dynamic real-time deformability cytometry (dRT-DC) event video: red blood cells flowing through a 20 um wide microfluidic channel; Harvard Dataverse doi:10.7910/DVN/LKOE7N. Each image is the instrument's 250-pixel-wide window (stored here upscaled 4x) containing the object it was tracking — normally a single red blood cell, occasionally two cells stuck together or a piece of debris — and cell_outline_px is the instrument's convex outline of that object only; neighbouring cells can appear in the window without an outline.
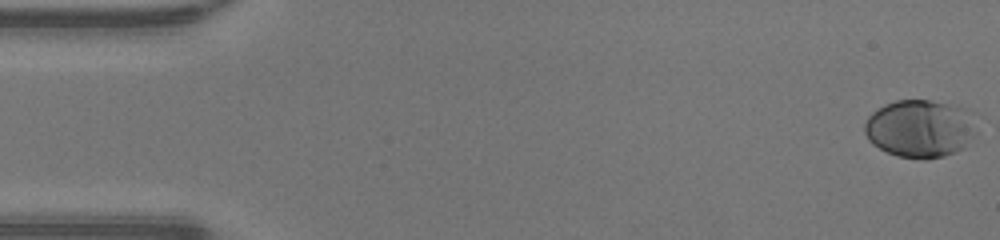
{"species": "human", "species_latin": "Homo sapiens", "temperature_condition": "warm", "stored_images_in_passage": 49, "camera_frame_rate_fps": 3000, "um_per_image_px": 0.085, "donor": {"sex": "male"}, "frame": {"image": 1, "passage_image": 1, "time_ms": 0.0, "image_size_px": [1000, 240], "cell_outline_px": [[976, 136], [964, 148], [956, 152], [944, 156], [896, 156], [872, 144], [868, 140], [864, 132], [864, 124], [868, 116], [872, 112], [884, 104], [896, 100], [932, 100], [968, 108], [972, 112]], "centroid_in_image_um": [78.22, 10.88], "position_along_channel_um": 6.8, "area_um2": 37.69}}
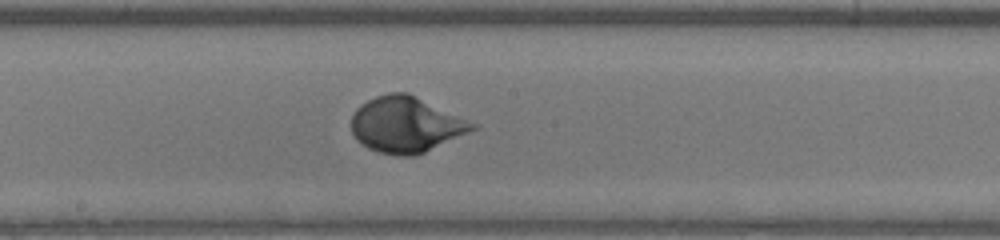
{"frame": {"image": 2, "passage_image": 26, "time_ms": 8.333, "image_size_px": [1000, 240], "cell_outline_px": [[480, 124], [476, 128], [416, 156], [396, 156], [380, 152], [368, 148], [356, 140], [352, 132], [352, 116], [356, 108], [360, 104], [376, 96], [388, 92], [408, 92]], "centroid_in_image_um": [34.51, 10.58], "position_along_channel_um": 213.7, "area_um2": 39.48}}
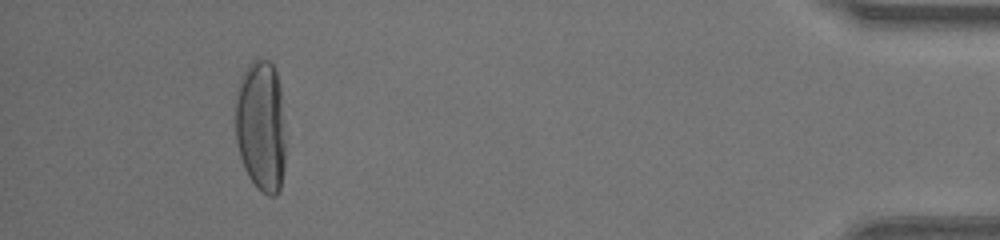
{"frame": {"image": 3, "passage_image": 45, "time_ms": 14.667, "image_size_px": [1000, 240], "cell_outline_px": [[284, 168], [280, 188], [276, 196], [268, 196], [256, 188], [248, 176], [244, 168], [240, 156], [236, 140], [236, 88], [248, 64], [252, 60], [268, 60], [272, 64], [276, 72], [280, 88], [284, 140]], "centroid_in_image_um": [22.17, 10.74], "position_along_channel_um": 413.0, "area_um2": 38.44}, "authors_computed_cell_mechanics": {"area_um2": 36.7608, "velocity_mm_per_s": 4.2705, "shape_relaxation_time_tau1_ms": 3.3201, "shape_relaxation_time_tau2_ms": null, "deformation_change_tau1": 0.2167, "deformation_change_tau2": null}}